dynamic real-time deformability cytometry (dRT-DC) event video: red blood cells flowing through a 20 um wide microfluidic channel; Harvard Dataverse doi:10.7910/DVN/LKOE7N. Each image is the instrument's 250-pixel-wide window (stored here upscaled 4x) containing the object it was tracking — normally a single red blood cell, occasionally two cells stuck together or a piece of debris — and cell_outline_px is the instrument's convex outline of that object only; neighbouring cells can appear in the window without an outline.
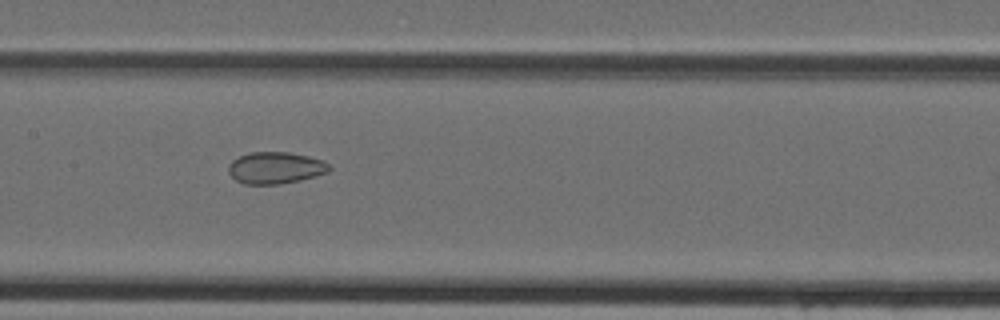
{"species": "Egyptian fruit bat (a non-hibernating species)", "species_latin": "Rousettus aegyptiacus", "temperature_condition": "cold", "stored_images_in_passage": 23, "camera_frame_rate_fps": 3000, "um_per_image_px": 0.085, "animal": {"sex": "female"}, "frame": {"image": 1, "passage_image": 14, "time_ms": 4.333, "image_size_px": [1000, 320], "cell_outline_px": [[332, 168], [328, 172], [316, 176], [300, 180], [280, 184], [244, 184], [236, 180], [228, 172], [228, 164], [232, 160], [248, 152], [288, 152], [308, 156], [320, 160], [328, 164]], "centroid_in_image_um": [23.39, 14.27], "position_along_channel_um": 184.0, "area_um2": 18.67}}
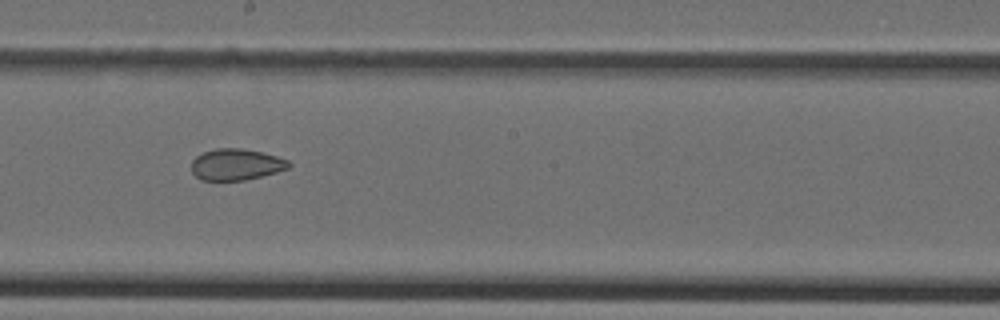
{"frame": {"image": 2, "passage_image": 17, "time_ms": 5.333, "image_size_px": [1000, 320], "cell_outline_px": [[292, 164], [288, 168], [276, 172], [244, 180], [200, 180], [192, 172], [192, 160], [196, 156], [204, 152], [216, 148], [240, 148], [260, 152], [276, 156], [288, 160]], "centroid_in_image_um": [20.05, 13.98], "position_along_channel_um": 228.1, "area_um2": 17.63}}
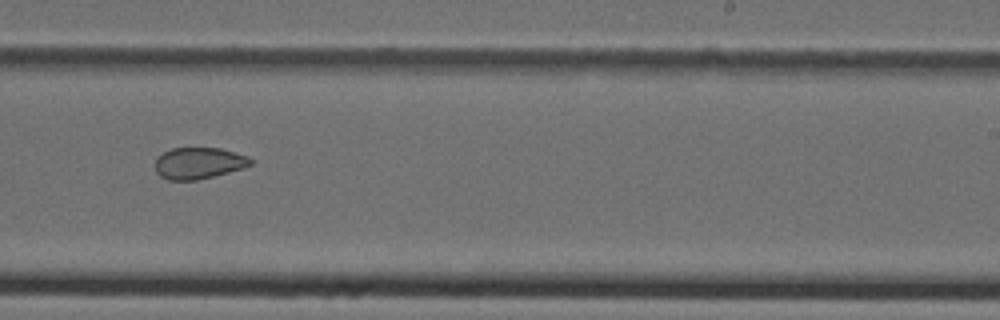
{"frame": {"image": 3, "passage_image": 20, "time_ms": 6.333, "image_size_px": [1000, 320], "cell_outline_px": [[252, 164], [244, 168], [196, 180], [168, 180], [160, 176], [156, 172], [156, 160], [164, 152], [172, 148], [220, 148], [248, 156], [252, 160]], "centroid_in_image_um": [16.9, 13.87], "position_along_channel_um": 272.1, "area_um2": 17.34}}